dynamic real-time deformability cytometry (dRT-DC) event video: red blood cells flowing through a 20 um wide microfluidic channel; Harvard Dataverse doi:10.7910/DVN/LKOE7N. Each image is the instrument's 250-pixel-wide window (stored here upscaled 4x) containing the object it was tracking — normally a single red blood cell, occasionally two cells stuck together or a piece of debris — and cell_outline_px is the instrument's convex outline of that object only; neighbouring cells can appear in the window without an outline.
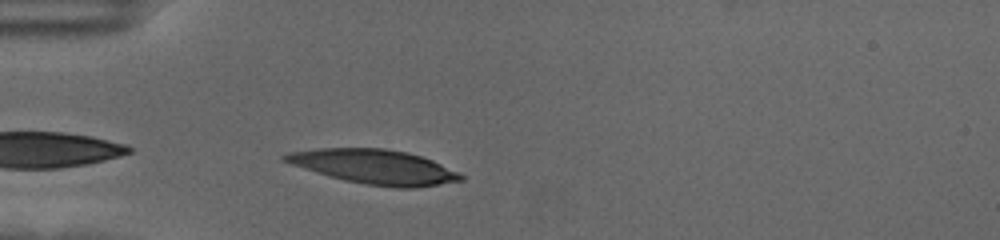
{"species": "human", "species_latin": "Homo sapiens", "temperature_condition": "cold", "stored_images_in_passage": 34, "camera_frame_rate_fps": 3000, "um_per_image_px": 0.085, "donor": {"sex": "female"}, "frame": {"image": 1, "passage_image": 2, "time_ms": 0.333, "image_size_px": [1000, 240], "cell_outline_px": [[464, 180], [412, 188], [396, 188], [368, 184], [344, 180], [328, 176], [280, 160], [280, 156], [288, 152], [320, 148], [384, 148], [408, 152], [432, 160], [460, 172], [464, 176]], "centroid_in_image_um": [31.82, 14.17], "position_along_channel_um": 53.2, "area_um2": 35.2}}
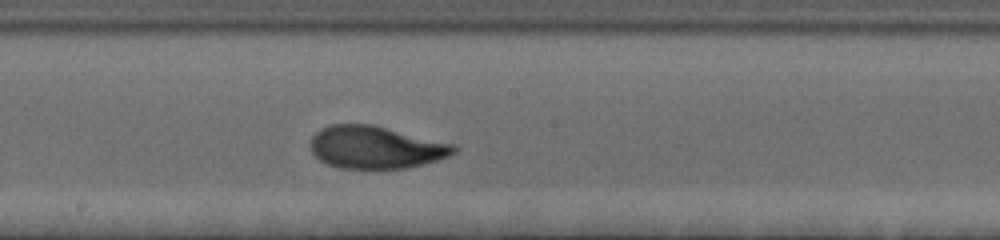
{"frame": {"image": 2, "passage_image": 17, "time_ms": 5.333, "image_size_px": [1000, 240], "cell_outline_px": [[456, 152], [448, 156], [436, 160], [408, 168], [376, 172], [340, 168], [328, 164], [320, 160], [312, 152], [312, 136], [320, 128], [332, 124], [372, 124], [456, 144]], "centroid_in_image_um": [31.95, 12.56], "position_along_channel_um": 216.3, "area_um2": 36.36}}
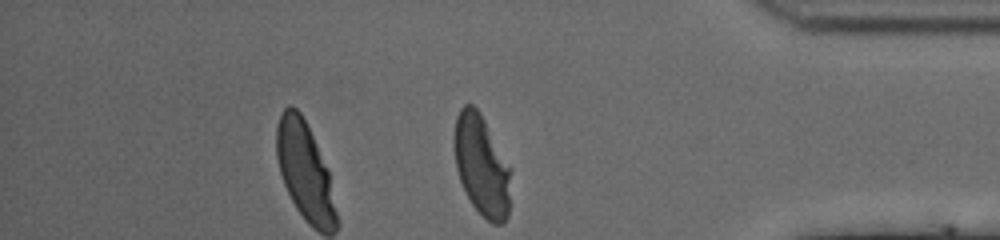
{"frame": {"image": 3, "passage_image": 34, "time_ms": 11.0, "image_size_px": [1000, 240], "cell_outline_px": [[508, 216], [504, 224], [492, 224], [472, 204], [460, 180], [456, 168], [456, 116], [460, 108], [464, 104], [472, 104], [480, 112], [508, 168]], "centroid_in_image_um": [40.91, 14.09], "position_along_channel_um": 394.3, "area_um2": 31.5}, "authors_computed_cell_mechanics": {"area_um2": 35.0846, "velocity_mm_per_s": 3.5097, "shape_relaxation_time_tau1_ms": 4.1596, "shape_relaxation_time_tau2_ms": 1.0954, "deformation_change_tau1": 0.2201, "deformation_change_tau2": 0.0604}}